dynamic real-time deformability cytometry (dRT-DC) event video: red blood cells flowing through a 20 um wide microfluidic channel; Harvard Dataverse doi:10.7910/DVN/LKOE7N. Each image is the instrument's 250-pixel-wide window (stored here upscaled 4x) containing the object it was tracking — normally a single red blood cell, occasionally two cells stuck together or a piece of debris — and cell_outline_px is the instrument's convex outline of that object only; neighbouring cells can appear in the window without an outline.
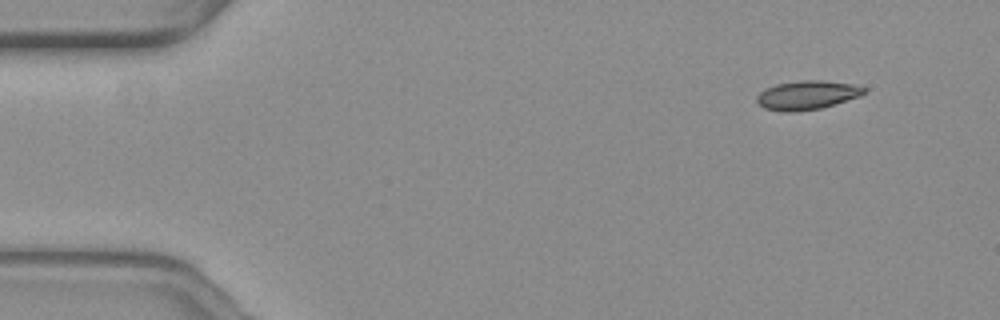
{"species": "common noctule bat (a hibernating species)", "species_latin": "Nyctalus noctula", "temperature_condition": "warm", "stored_images_in_passage": 52, "camera_frame_rate_fps": 3000, "um_per_image_px": 0.085, "animal": {"sex": "female", "body_mass_g": 19.3, "forearm_length_mm": 54.1}, "frame": {"image": 1, "passage_image": 1, "time_ms": 0.0, "image_size_px": [1000, 320], "cell_outline_px": [[868, 88], [860, 96], [820, 108], [796, 112], [784, 112], [764, 108], [756, 100], [756, 96], [764, 88], [776, 84], [800, 80], [824, 80], [852, 84]], "centroid_in_image_um": [68.58, 8.07], "position_along_channel_um": 16.4, "area_um2": 18.09}}
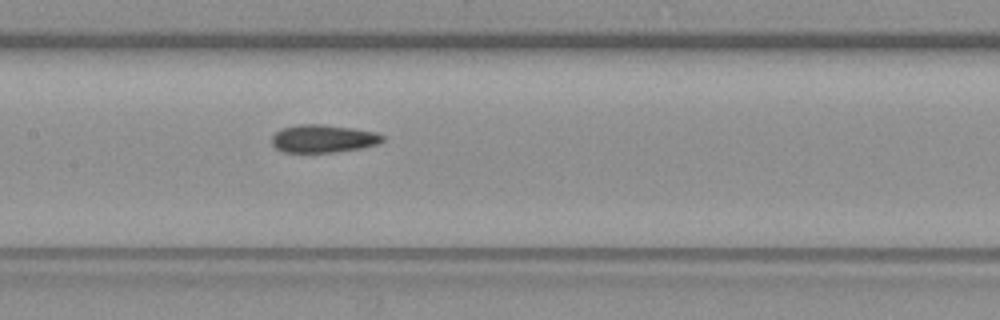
{"frame": {"image": 2, "passage_image": 23, "time_ms": 7.333, "image_size_px": [1000, 320], "cell_outline_px": [[384, 140], [376, 144], [360, 148], [332, 152], [284, 152], [276, 148], [272, 144], [272, 136], [280, 128], [296, 124], [324, 124], [352, 128], [376, 132], [384, 136]], "centroid_in_image_um": [27.44, 11.77], "position_along_channel_um": 180.0, "area_um2": 17.98}}
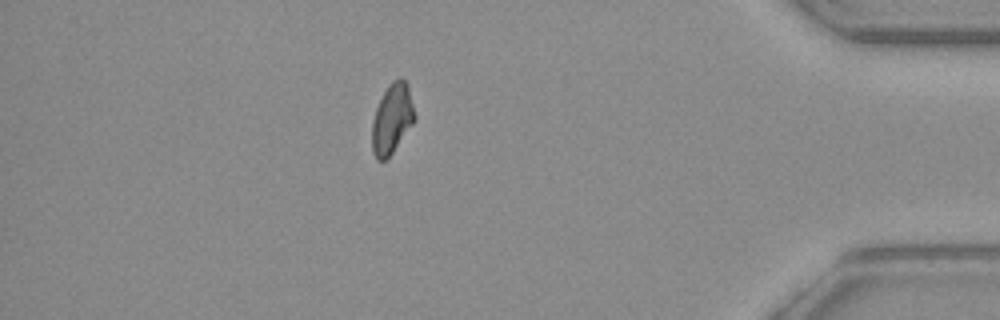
{"frame": {"image": 3, "passage_image": 45, "time_ms": 14.667, "image_size_px": [1000, 320], "cell_outline_px": [[416, 120], [392, 152], [384, 160], [376, 160], [372, 152], [372, 120], [376, 108], [388, 84], [392, 80], [400, 76], [408, 84], [416, 116]], "centroid_in_image_um": [33.33, 10.06], "position_along_channel_um": 401.9, "area_um2": 17.46}, "authors_computed_cell_mechanics": {"area_um2": 17.918, "velocity_mm_per_s": 3.6423, "shape_relaxation_time_tau1_ms": null, "shape_relaxation_time_tau2_ms": 2.5544, "deformation_change_tau1": null, "deformation_change_tau2": 0.082}}